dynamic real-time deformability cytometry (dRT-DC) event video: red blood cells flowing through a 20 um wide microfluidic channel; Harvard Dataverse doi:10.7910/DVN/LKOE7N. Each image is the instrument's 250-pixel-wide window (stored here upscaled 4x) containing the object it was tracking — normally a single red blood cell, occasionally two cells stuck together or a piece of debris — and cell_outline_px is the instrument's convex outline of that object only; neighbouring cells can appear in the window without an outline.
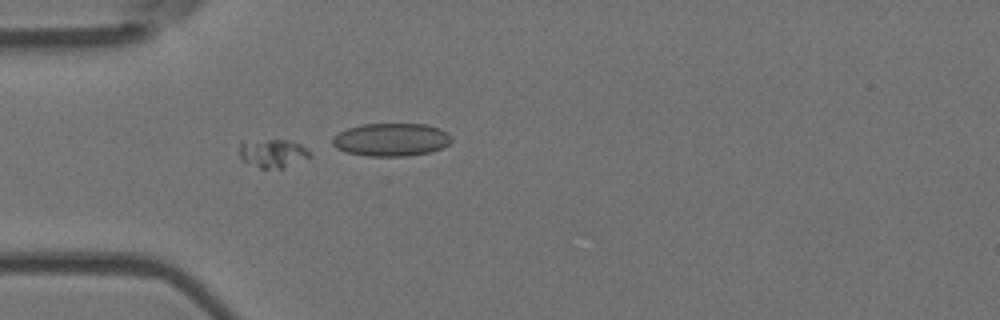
{"species": "Egyptian fruit bat (a non-hibernating species)", "species_latin": "Rousettus aegyptiacus", "temperature_condition": "room temperature", "stored_images_in_passage": 5, "camera_frame_rate_fps": 3000, "um_per_image_px": 0.085, "animal": {"sex": "female"}, "frame": {"image": 1, "passage_image": 4, "time_ms": 1.0, "image_size_px": [1000, 320], "cell_outline_px": [[312, 156], [284, 168], [260, 168], [244, 160], [240, 156], [240, 144], [268, 140], [288, 140], [300, 144], [308, 148]], "centroid_in_image_um": [23.28, 13.04], "position_along_channel_um": 61.7, "area_um2": 11.33}}